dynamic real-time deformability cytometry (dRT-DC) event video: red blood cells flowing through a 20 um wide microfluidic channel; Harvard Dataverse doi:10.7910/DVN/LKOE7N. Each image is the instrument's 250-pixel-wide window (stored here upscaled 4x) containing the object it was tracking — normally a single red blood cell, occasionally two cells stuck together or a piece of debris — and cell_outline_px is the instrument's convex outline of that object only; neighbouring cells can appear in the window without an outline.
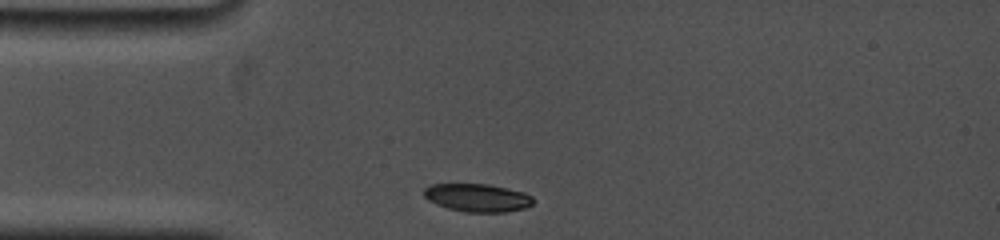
{"species": "common noctule bat (a hibernating species)", "species_latin": "Nyctalus noctula", "temperature_condition": "cold", "stored_images_in_passage": 27, "camera_frame_rate_fps": 5000, "um_per_image_px": 0.085, "animal": {"sex": "female", "body_mass_g": 19.0, "forearm_length_mm": 53.3}, "frame": {"image": 1, "passage_image": 1, "time_ms": 0.0, "image_size_px": [1000, 240], "cell_outline_px": [[532, 204], [524, 208], [504, 212], [464, 212], [448, 208], [436, 204], [428, 200], [424, 196], [424, 188], [432, 184], [488, 184], [524, 192], [532, 196]], "centroid_in_image_um": [40.56, 16.8], "position_along_channel_um": 44.4, "area_um2": 17.74}}
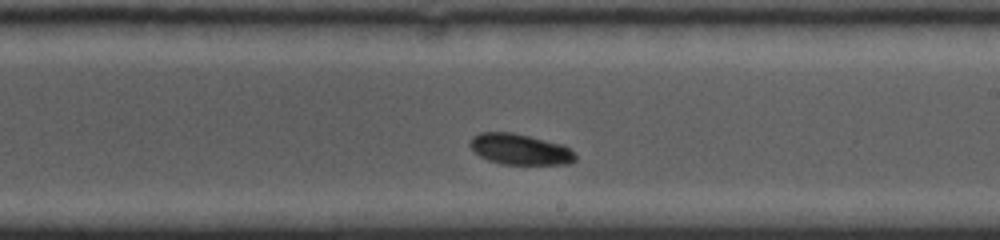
{"frame": {"image": 2, "passage_image": 15, "time_ms": 5.8, "image_size_px": [1000, 240], "cell_outline_px": [[576, 160], [568, 164], [500, 164], [488, 160], [480, 156], [468, 144], [472, 136], [480, 132], [512, 132], [564, 144], [576, 156]], "centroid_in_image_um": [44.18, 12.68], "position_along_channel_um": 244.8, "area_um2": 18.96}}
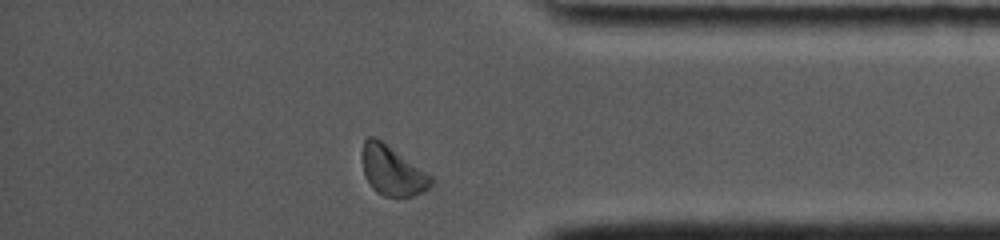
{"frame": {"image": 3, "passage_image": 26, "time_ms": 10.2, "image_size_px": [1000, 240], "cell_outline_px": [[432, 184], [428, 188], [412, 196], [384, 196], [376, 192], [372, 188], [364, 172], [364, 140], [368, 136], [372, 136], [380, 140], [432, 176]], "centroid_in_image_um": [33.36, 14.53], "position_along_channel_um": 401.8, "area_um2": 19.07}, "authors_computed_cell_mechanics": {"area_um2": 19.3052, "velocity_mm_per_s": 3.7025, "shape_relaxation_time_tau1_ms": 2.7034, "shape_relaxation_time_tau2_ms": null, "deformation_change_tau1": 0.1064, "deformation_change_tau2": null}}